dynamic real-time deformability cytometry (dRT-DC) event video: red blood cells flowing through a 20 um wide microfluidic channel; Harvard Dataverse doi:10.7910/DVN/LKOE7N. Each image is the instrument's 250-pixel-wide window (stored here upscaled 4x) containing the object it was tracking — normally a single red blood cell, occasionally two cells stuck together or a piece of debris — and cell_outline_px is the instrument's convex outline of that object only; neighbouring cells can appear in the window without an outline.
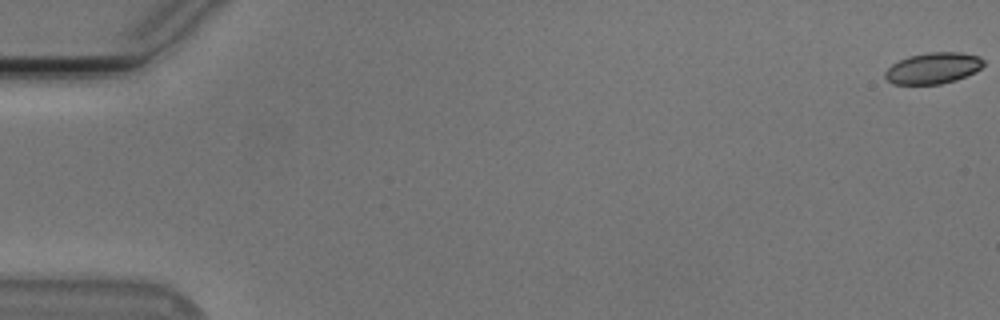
{"species": "Egyptian fruit bat (a non-hibernating species)", "species_latin": "Rousettus aegyptiacus", "temperature_condition": "cold", "stored_images_in_passage": 17, "camera_frame_rate_fps": 3000, "um_per_image_px": 0.085, "animal": {"sex": "male"}, "frame": {"image": 1, "passage_image": 1, "time_ms": 0.0, "image_size_px": [1000, 320], "cell_outline_px": [[984, 64], [976, 72], [956, 80], [940, 84], [892, 84], [884, 76], [884, 72], [892, 64], [908, 56], [928, 52], [960, 52], [980, 56], [984, 60]], "centroid_in_image_um": [79.33, 5.79], "position_along_channel_um": 5.7, "area_um2": 17.98}}
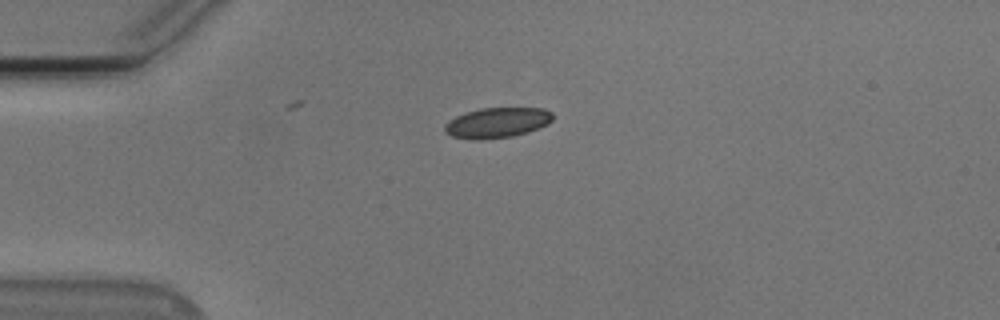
{"frame": {"image": 2, "passage_image": 15, "time_ms": 4.667, "image_size_px": [1000, 320], "cell_outline_px": [[552, 120], [548, 124], [512, 136], [476, 140], [472, 140], [452, 136], [444, 132], [444, 124], [448, 120], [456, 116], [480, 108], [544, 108], [552, 112]], "centroid_in_image_um": [42.21, 10.42], "position_along_channel_um": 42.8, "area_um2": 18.9}}